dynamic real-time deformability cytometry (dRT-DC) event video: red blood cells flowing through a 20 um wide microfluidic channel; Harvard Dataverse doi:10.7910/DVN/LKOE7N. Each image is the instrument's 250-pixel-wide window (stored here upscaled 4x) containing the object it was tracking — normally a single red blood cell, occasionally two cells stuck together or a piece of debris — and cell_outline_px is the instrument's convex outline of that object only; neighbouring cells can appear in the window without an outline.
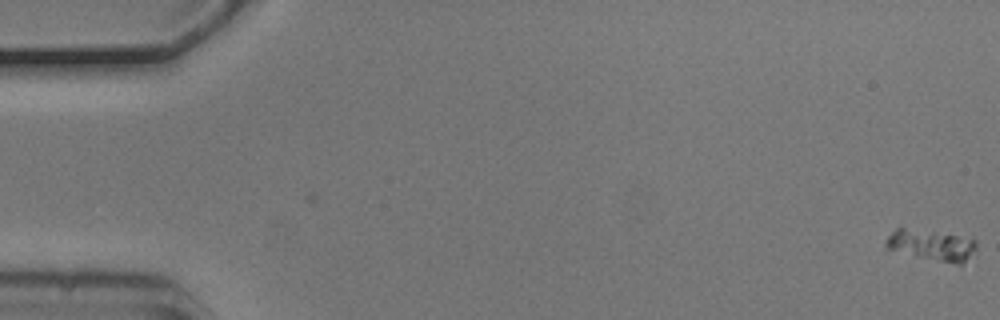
{"species": "common noctule bat (a hibernating species)", "species_latin": "Nyctalus noctula", "temperature_condition": "cold", "stored_images_in_passage": 9, "camera_frame_rate_fps": 3000, "um_per_image_px": 0.085, "animal": {"sex": "male", "body_mass_g": 20.5, "forearm_length_mm": 52.5}, "frame": {"image": 1, "passage_image": 1, "time_ms": 0.0, "image_size_px": [1000, 320], "cell_outline_px": [[976, 248], [960, 264], [956, 264], [916, 256], [884, 248], [884, 240], [900, 224], [976, 240]], "centroid_in_image_um": [79.04, 20.77], "position_along_channel_um": 6.0, "area_um2": 16.42}}
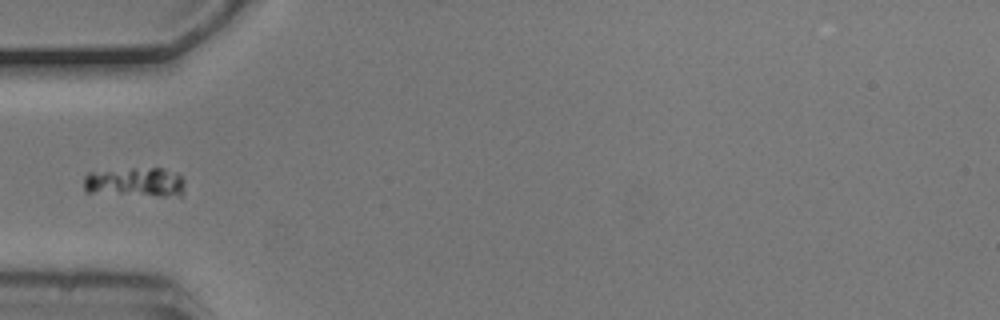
{"frame": {"image": 2, "passage_image": 6, "time_ms": 1.667, "image_size_px": [1000, 320], "cell_outline_px": [[184, 184], [180, 196], [160, 196], [84, 192], [84, 176], [88, 172], [132, 168], [164, 168], [176, 172], [184, 180]], "centroid_in_image_um": [11.48, 15.47], "position_along_channel_um": 73.5, "area_um2": 17.51}}